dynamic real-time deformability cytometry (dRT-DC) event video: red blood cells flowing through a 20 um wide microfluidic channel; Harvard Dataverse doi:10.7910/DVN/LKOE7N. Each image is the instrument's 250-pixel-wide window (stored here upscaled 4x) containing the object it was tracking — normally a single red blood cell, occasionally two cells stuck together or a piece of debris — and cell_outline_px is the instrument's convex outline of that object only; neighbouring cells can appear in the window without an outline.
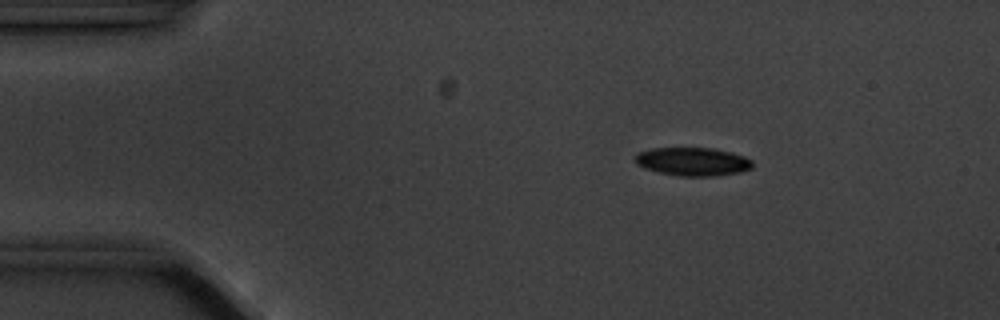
{"species": "common noctule bat (a hibernating species)", "species_latin": "Nyctalus noctula", "temperature_condition": "cold", "stored_images_in_passage": 4, "camera_frame_rate_fps": 3000, "um_per_image_px": 0.085, "animal": {"sex": "male", "body_mass_g": 20.1, "forearm_length_mm": 53.5}, "frame": {"image": 1, "passage_image": 3, "time_ms": 2.333, "image_size_px": [1000, 320], "cell_outline_px": [[752, 168], [740, 172], [716, 176], [680, 176], [660, 172], [644, 168], [636, 164], [636, 152], [652, 148], [712, 148], [744, 156], [752, 160]], "centroid_in_image_um": [58.87, 13.74], "position_along_channel_um": 26.1, "area_um2": 19.31}}